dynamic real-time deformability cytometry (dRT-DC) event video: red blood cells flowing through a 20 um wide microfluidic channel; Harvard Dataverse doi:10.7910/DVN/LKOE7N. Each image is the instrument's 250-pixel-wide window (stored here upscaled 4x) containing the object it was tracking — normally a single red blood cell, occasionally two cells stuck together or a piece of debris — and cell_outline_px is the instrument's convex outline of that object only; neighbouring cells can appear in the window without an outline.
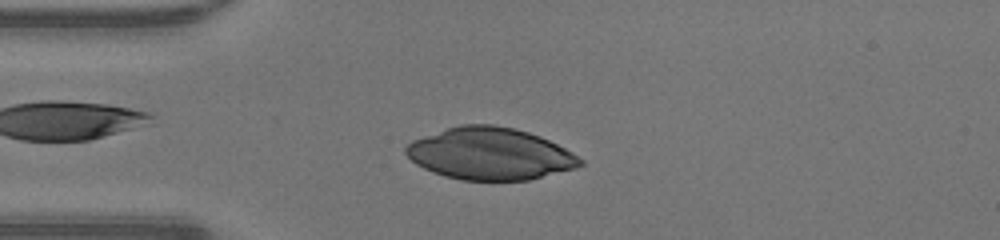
{"species": "human", "species_latin": "Homo sapiens", "temperature_condition": "warm", "stored_images_in_passage": 42, "camera_frame_rate_fps": 3000, "um_per_image_px": 0.085, "donor": {"sex": "male"}, "frame": {"image": 1, "passage_image": 10, "time_ms": 3.0, "image_size_px": [1000, 240], "cell_outline_px": [[584, 164], [576, 168], [528, 180], [460, 180], [444, 176], [432, 172], [416, 164], [404, 152], [404, 148], [412, 140], [460, 124], [492, 124], [512, 128], [528, 132], [540, 136], [572, 152], [584, 160]], "centroid_in_image_um": [41.65, 13.07], "position_along_channel_um": 43.4, "area_um2": 52.71}}
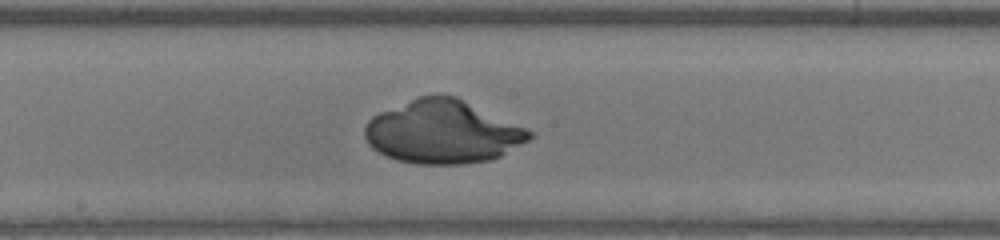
{"frame": {"image": 2, "passage_image": 23, "time_ms": 7.333, "image_size_px": [1000, 240], "cell_outline_px": [[536, 132], [528, 140], [500, 156], [488, 160], [460, 164], [420, 164], [396, 160], [384, 156], [372, 148], [368, 144], [364, 136], [364, 128], [368, 120], [372, 116], [380, 112], [416, 96], [436, 92], [456, 96]], "centroid_in_image_um": [37.6, 11.18], "position_along_channel_um": 210.6, "area_um2": 61.21}}
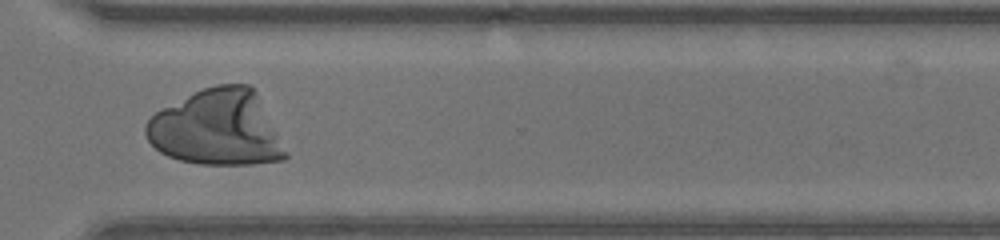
{"frame": {"image": 3, "passage_image": 33, "time_ms": 10.667, "image_size_px": [1000, 240], "cell_outline_px": [[288, 156], [284, 160], [252, 164], [200, 164], [180, 160], [168, 156], [160, 152], [148, 140], [144, 132], [144, 124], [156, 112], [204, 88], [216, 84], [248, 84], [256, 92], [288, 152]], "centroid_in_image_um": [18.46, 10.9], "position_along_channel_um": 352.1, "area_um2": 61.15}}